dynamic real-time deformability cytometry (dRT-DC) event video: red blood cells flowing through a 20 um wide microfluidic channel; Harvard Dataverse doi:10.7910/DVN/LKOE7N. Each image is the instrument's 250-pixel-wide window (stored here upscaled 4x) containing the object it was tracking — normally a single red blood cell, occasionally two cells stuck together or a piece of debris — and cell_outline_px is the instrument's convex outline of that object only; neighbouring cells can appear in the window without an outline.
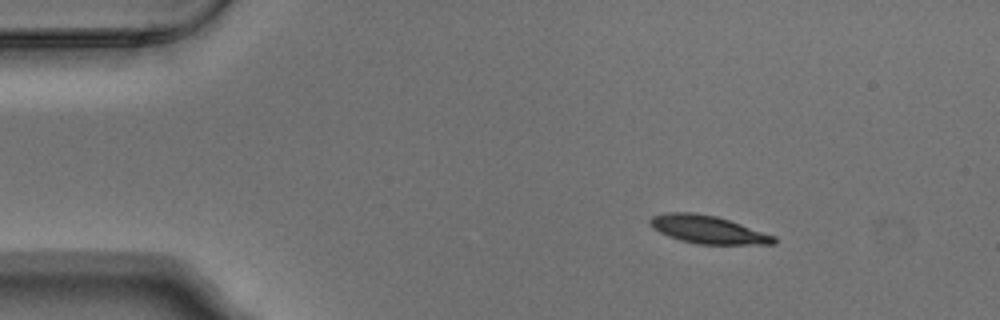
{"species": "Egyptian fruit bat (a non-hibernating species)", "species_latin": "Rousettus aegyptiacus", "temperature_condition": "warm", "stored_images_in_passage": 2, "camera_frame_rate_fps": 3000, "um_per_image_px": 0.085, "animal": {"sex": "male"}, "frame": {"image": 1, "passage_image": 1, "time_ms": 0.0, "image_size_px": [1000, 320], "cell_outline_px": [[776, 244], [696, 244], [680, 240], [668, 236], [652, 228], [648, 224], [648, 220], [652, 216], [668, 212], [692, 212], [716, 216], [776, 236]], "centroid_in_image_um": [60.13, 19.51], "position_along_channel_um": 24.9, "area_um2": 20.11}}